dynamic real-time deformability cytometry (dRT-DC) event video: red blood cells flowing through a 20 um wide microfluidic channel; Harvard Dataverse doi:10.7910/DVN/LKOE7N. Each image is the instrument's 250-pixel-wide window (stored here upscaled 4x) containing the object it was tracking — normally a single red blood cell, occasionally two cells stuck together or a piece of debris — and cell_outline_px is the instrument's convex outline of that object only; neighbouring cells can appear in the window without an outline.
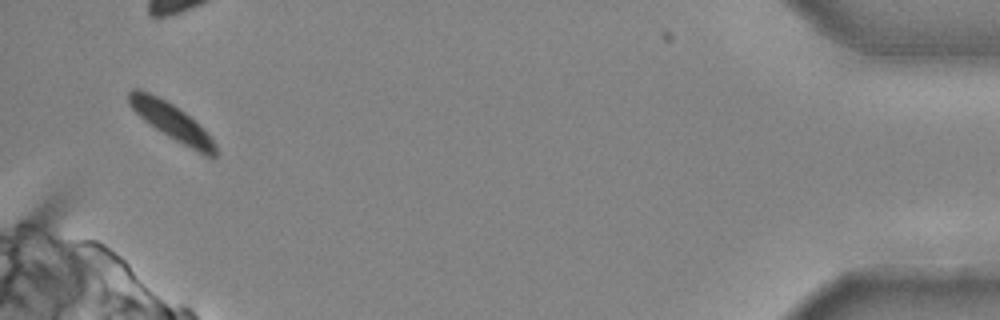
{"species": "common noctule bat (a hibernating species)", "species_latin": "Nyctalus noctula", "temperature_condition": "cold", "stored_images_in_passage": 22, "camera_frame_rate_fps": 3000, "um_per_image_px": 0.085, "animal": {"sex": "male", "body_mass_g": 20.4}, "frame": {"image": 1, "passage_image": 22, "time_ms": 7.0, "image_size_px": [1000, 320], "cell_outline_px": [[216, 156], [204, 156], [168, 136], [144, 120], [128, 104], [128, 92], [132, 88], [136, 88], [148, 92], [172, 104], [184, 112], [216, 144]], "centroid_in_image_um": [14.53, 10.33], "position_along_channel_um": 420.7, "area_um2": 17.74}}